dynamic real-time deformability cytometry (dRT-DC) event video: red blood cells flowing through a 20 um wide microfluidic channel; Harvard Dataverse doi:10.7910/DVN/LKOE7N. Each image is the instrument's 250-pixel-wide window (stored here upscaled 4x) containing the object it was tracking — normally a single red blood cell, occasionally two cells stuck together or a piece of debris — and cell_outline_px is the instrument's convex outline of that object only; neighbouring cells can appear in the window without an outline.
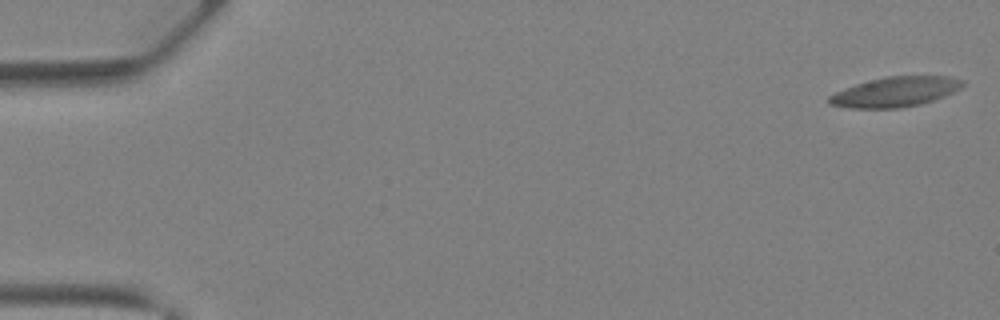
{"species": "Egyptian fruit bat (a non-hibernating species)", "species_latin": "Rousettus aegyptiacus", "temperature_condition": "warm", "stored_images_in_passage": 45, "camera_frame_rate_fps": 3000, "um_per_image_px": 0.085, "animal": {"sex": "female"}, "frame": {"image": 1, "passage_image": 1, "time_ms": 0.0, "image_size_px": [1000, 320], "cell_outline_px": [[964, 84], [960, 88], [944, 96], [920, 104], [900, 108], [848, 108], [828, 104], [828, 96], [844, 88], [856, 84], [884, 76], [948, 76], [964, 80]], "centroid_in_image_um": [76.07, 7.8], "position_along_channel_um": 8.9, "area_um2": 23.24}}
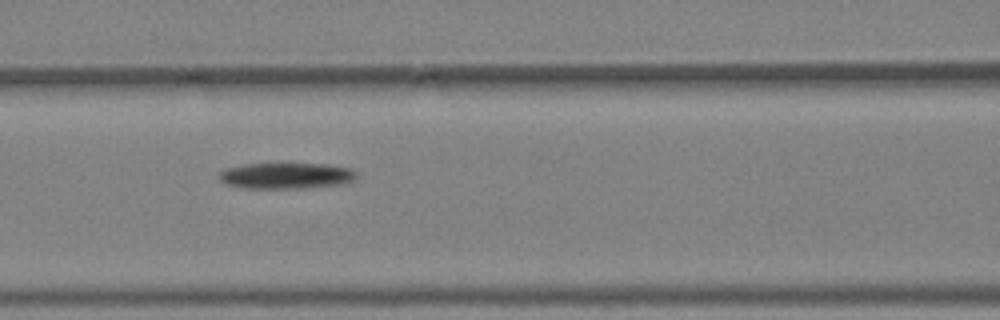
{"frame": {"image": 2, "passage_image": 20, "time_ms": 6.333, "image_size_px": [1000, 320], "cell_outline_px": [[356, 180], [340, 184], [304, 188], [248, 188], [224, 184], [216, 176], [220, 172], [228, 168], [244, 164], [324, 164], [352, 168], [356, 172]], "centroid_in_image_um": [24.32, 14.94], "position_along_channel_um": 142.3, "area_um2": 20.81}}
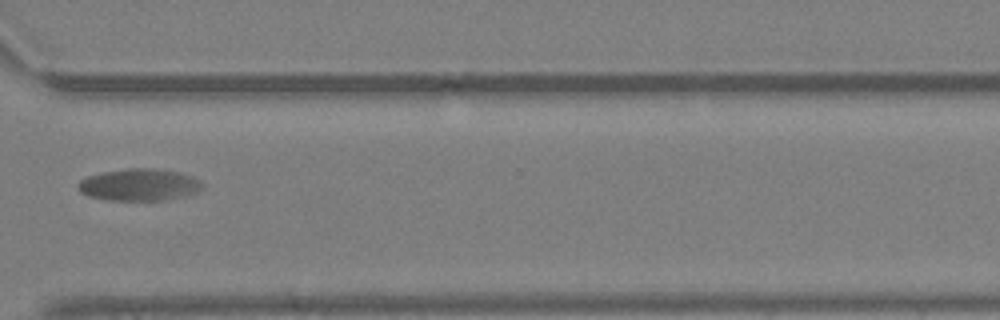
{"frame": {"image": 3, "passage_image": 34, "time_ms": 11.0, "image_size_px": [1000, 320], "cell_outline_px": [[204, 188], [188, 196], [164, 200], [108, 200], [88, 196], [80, 192], [76, 184], [80, 180], [88, 176], [104, 172], [128, 168], [156, 168], [180, 172], [192, 176], [200, 180], [204, 184]], "centroid_in_image_um": [11.87, 15.7], "position_along_channel_um": 358.7, "area_um2": 23.47}}